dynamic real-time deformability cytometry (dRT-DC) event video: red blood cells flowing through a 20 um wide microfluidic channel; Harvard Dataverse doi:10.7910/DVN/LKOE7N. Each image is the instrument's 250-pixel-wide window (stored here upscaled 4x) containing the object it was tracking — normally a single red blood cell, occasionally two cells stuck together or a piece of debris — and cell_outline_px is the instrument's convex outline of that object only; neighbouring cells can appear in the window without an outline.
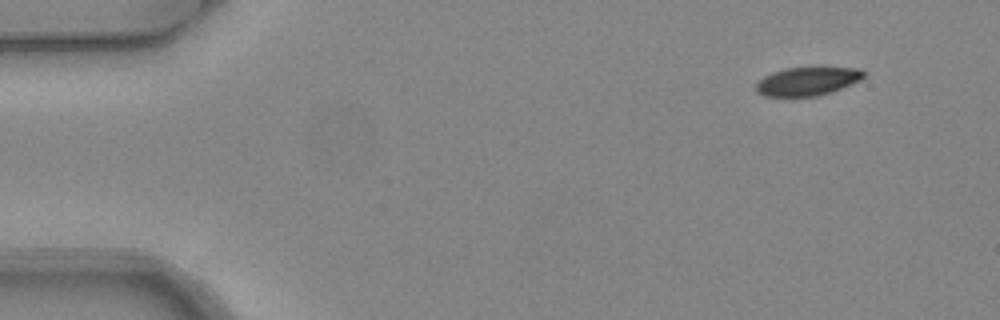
{"species": "common noctule bat (a hibernating species)", "species_latin": "Nyctalus noctula", "temperature_condition": "warm", "stored_images_in_passage": 4, "camera_frame_rate_fps": 3000, "um_per_image_px": 0.085, "animal": {"sex": "female", "body_mass_g": 24.6, "forearm_length_mm": 56.2}, "frame": {"image": 1, "passage_image": 1, "time_ms": 0.0, "image_size_px": [1000, 320], "cell_outline_px": [[864, 76], [860, 80], [832, 92], [816, 96], [764, 96], [756, 92], [756, 84], [764, 76], [772, 72], [784, 68], [860, 68], [864, 72]], "centroid_in_image_um": [68.61, 6.91], "position_along_channel_um": 16.4, "area_um2": 17.69}}
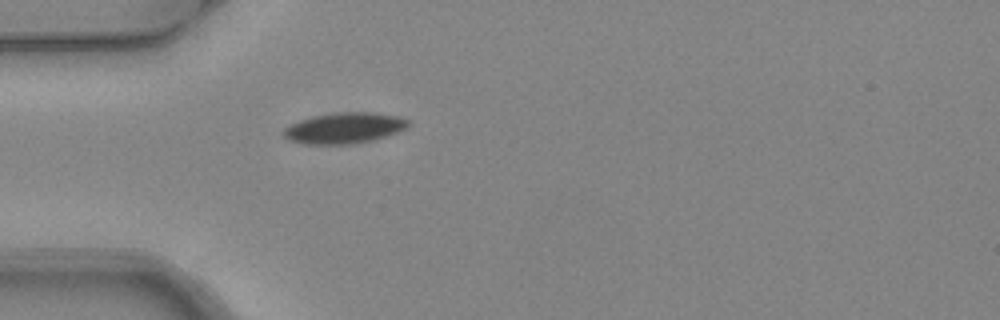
{"frame": {"image": 2, "passage_image": 4, "time_ms": 1.0, "image_size_px": [1000, 320], "cell_outline_px": [[412, 124], [388, 136], [372, 140], [348, 144], [304, 144], [288, 140], [280, 132], [288, 124], [300, 120], [316, 116], [340, 112], [372, 112], [400, 116], [408, 120]], "centroid_in_image_um": [29.24, 10.88], "position_along_channel_um": 55.8, "area_um2": 22.48}}